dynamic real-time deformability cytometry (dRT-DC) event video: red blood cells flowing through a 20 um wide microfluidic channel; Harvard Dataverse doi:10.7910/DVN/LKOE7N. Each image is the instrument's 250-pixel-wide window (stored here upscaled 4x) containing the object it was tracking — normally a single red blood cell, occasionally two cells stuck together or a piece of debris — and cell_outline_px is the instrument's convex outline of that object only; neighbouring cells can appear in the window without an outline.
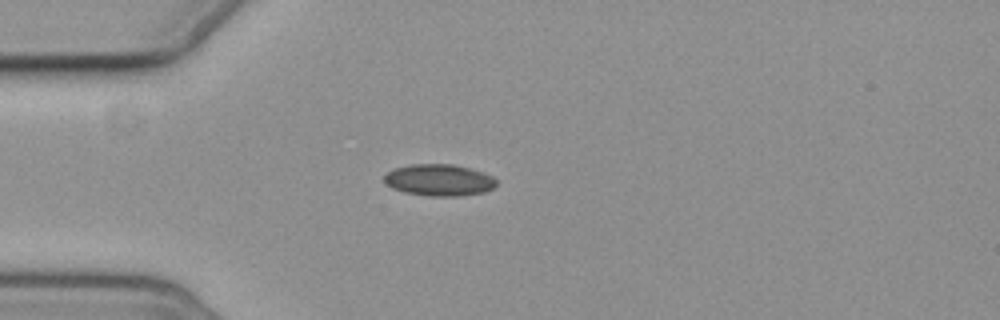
{"species": "common noctule bat (a hibernating species)", "species_latin": "Nyctalus noctula", "temperature_condition": "cold", "stored_images_in_passage": 2, "camera_frame_rate_fps": 3000, "um_per_image_px": 0.085, "animal": {"sex": "female", "body_mass_g": 19.3, "forearm_length_mm": 54.1}, "frame": {"image": 1, "passage_image": 2, "time_ms": 1.333, "image_size_px": [1000, 320], "cell_outline_px": [[496, 184], [492, 188], [484, 192], [460, 196], [428, 196], [404, 192], [392, 188], [384, 184], [384, 176], [392, 168], [412, 164], [452, 164], [468, 168], [492, 176], [496, 180]], "centroid_in_image_um": [37.27, 15.31], "position_along_channel_um": 47.7, "area_um2": 20.69}}